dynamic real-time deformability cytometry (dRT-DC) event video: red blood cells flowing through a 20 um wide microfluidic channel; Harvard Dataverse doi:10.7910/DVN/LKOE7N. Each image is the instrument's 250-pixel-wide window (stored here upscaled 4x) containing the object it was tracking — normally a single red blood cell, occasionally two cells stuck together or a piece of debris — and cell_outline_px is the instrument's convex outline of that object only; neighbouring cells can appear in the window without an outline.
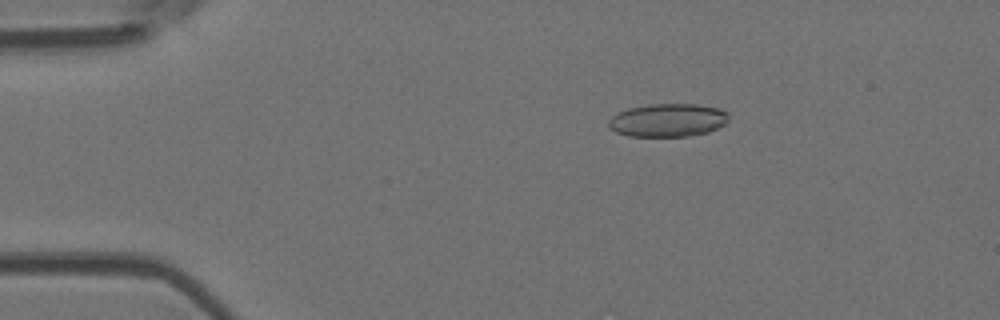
{"species": "Egyptian fruit bat (a non-hibernating species)", "species_latin": "Rousettus aegyptiacus", "temperature_condition": "room temperature", "stored_images_in_passage": 6, "camera_frame_rate_fps": 3000, "um_per_image_px": 0.085, "animal": {"sex": "female"}, "frame": {"image": 1, "passage_image": 3, "time_ms": 2.333, "image_size_px": [1000, 320], "cell_outline_px": [[728, 120], [724, 124], [708, 132], [688, 136], [628, 136], [616, 132], [608, 128], [608, 120], [612, 116], [628, 108], [648, 104], [696, 104], [720, 108], [728, 112]], "centroid_in_image_um": [56.75, 10.21], "position_along_channel_um": 28.2, "area_um2": 23.29}}
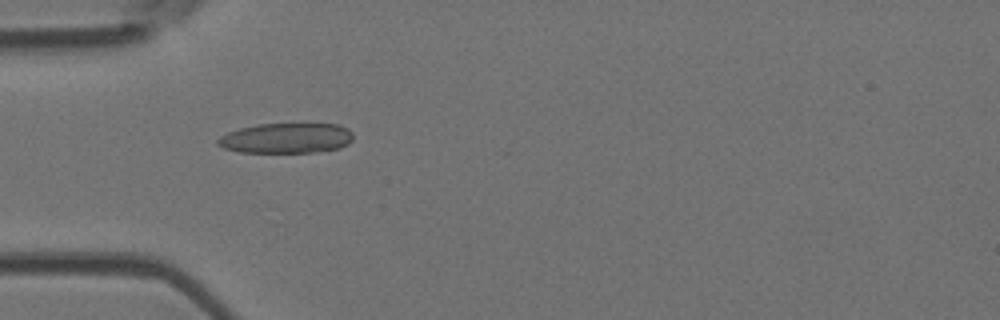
{"frame": {"image": 2, "passage_image": 5, "time_ms": 4.667, "image_size_px": [1000, 320], "cell_outline_px": [[352, 140], [348, 144], [340, 148], [312, 152], [240, 152], [224, 148], [216, 144], [216, 140], [220, 136], [228, 132], [240, 128], [256, 124], [336, 124], [348, 128], [352, 132]], "centroid_in_image_um": [24.32, 11.74], "position_along_channel_um": 60.7, "area_um2": 23.81}}
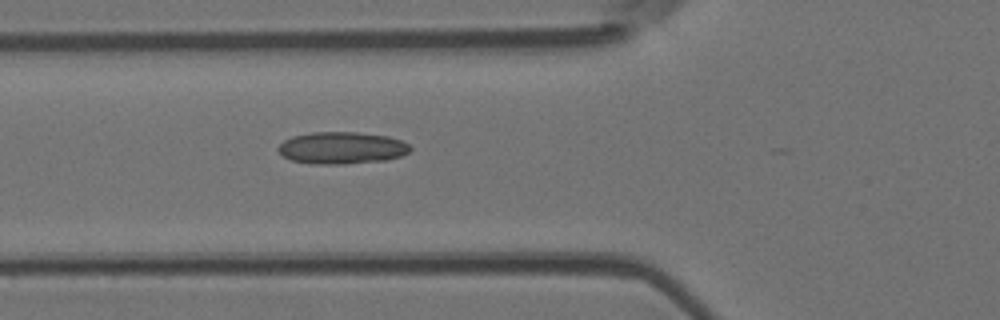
{"frame": {"image": 3, "passage_image": 6, "time_ms": 5.667, "image_size_px": [1000, 320], "cell_outline_px": [[412, 148], [408, 152], [400, 156], [388, 160], [344, 164], [312, 164], [292, 160], [284, 156], [276, 148], [284, 140], [292, 136], [312, 132], [356, 132], [388, 136], [400, 140], [408, 144]], "centroid_in_image_um": [29.05, 12.57], "position_along_channel_um": 96.8, "area_um2": 24.68}}